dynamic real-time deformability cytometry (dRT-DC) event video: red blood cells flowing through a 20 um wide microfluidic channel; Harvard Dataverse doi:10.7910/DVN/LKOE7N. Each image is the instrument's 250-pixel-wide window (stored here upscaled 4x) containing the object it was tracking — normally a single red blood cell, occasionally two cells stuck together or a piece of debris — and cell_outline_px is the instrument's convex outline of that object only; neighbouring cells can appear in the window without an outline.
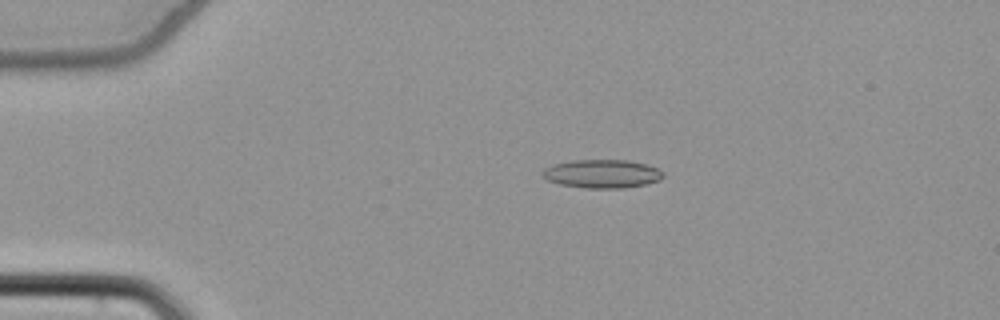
{"species": "common noctule bat (a hibernating species)", "species_latin": "Nyctalus noctula", "temperature_condition": "cold", "stored_images_in_passage": 26, "camera_frame_rate_fps": 3000, "um_per_image_px": 0.085, "animal": {"sex": "female", "body_mass_g": 22.7, "forearm_length_mm": 54.2}, "frame": {"image": 1, "passage_image": 12, "time_ms": 3.667, "image_size_px": [1000, 320], "cell_outline_px": [[664, 176], [660, 180], [644, 184], [624, 188], [584, 188], [560, 184], [548, 180], [540, 176], [540, 172], [544, 168], [552, 164], [572, 160], [628, 160], [644, 164], [656, 168], [664, 172]], "centroid_in_image_um": [51.12, 14.77], "position_along_channel_um": 33.9, "area_um2": 20.11}}
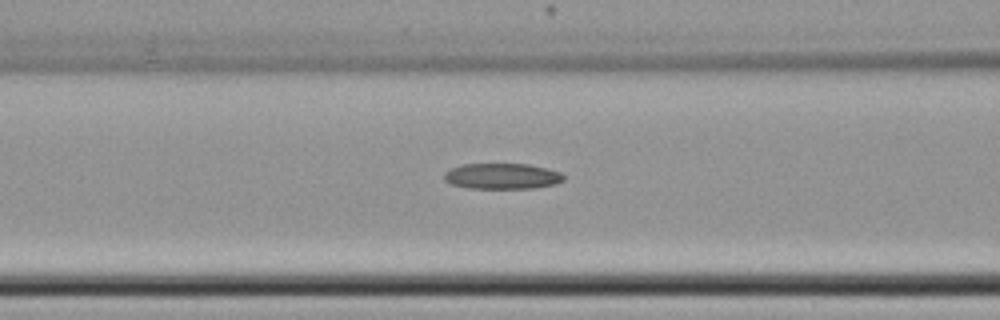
{"frame": {"image": 2, "passage_image": 23, "time_ms": 7.333, "image_size_px": [1000, 320], "cell_outline_px": [[564, 180], [556, 184], [536, 188], [468, 188], [452, 184], [444, 180], [444, 172], [452, 168], [464, 164], [528, 164], [548, 168], [560, 172], [564, 176]], "centroid_in_image_um": [42.71, 14.97], "position_along_channel_um": 123.9, "area_um2": 17.98}}
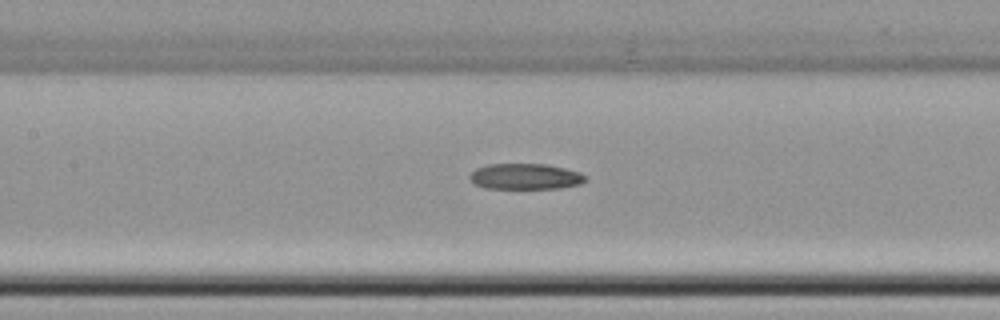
{"frame": {"image": 3, "passage_image": 26, "time_ms": 8.333, "image_size_px": [1000, 320], "cell_outline_px": [[588, 180], [580, 184], [560, 188], [484, 188], [476, 184], [468, 176], [476, 168], [488, 164], [548, 164], [580, 172], [588, 176]], "centroid_in_image_um": [44.7, 14.99], "position_along_channel_um": 162.7, "area_um2": 17.46}}